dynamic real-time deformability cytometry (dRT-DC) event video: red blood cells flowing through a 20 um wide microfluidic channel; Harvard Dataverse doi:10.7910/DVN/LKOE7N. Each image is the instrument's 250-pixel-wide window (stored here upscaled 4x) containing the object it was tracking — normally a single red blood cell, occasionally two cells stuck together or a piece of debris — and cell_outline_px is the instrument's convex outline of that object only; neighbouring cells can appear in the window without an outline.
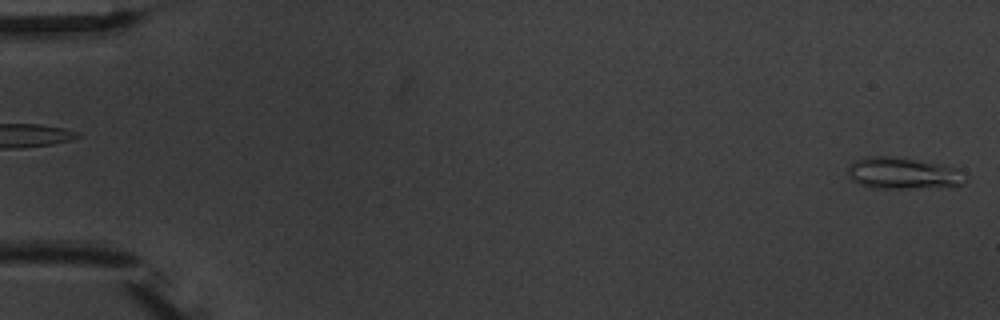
{"species": "common noctule bat (a hibernating species)", "species_latin": "Nyctalus noctula", "temperature_condition": "warm", "stored_images_in_passage": 6, "segment_of_instrument_passage": [2, 2], "camera_frame_rate_fps": 3000, "um_per_image_px": 0.085, "animal": {"sex": "male", "body_mass_g": 20.1, "forearm_length_mm": 53.5}, "frame": {"image": 1, "passage_image": 6, "time_ms": 6.0, "image_size_px": [1000, 320], "cell_outline_px": [[968, 180], [964, 184], [952, 188], [872, 188], [860, 184], [852, 180], [848, 176], [848, 164], [852, 160], [872, 156], [896, 156], [920, 160], [960, 168], [968, 176]], "centroid_in_image_um": [76.85, 14.74], "position_along_channel_um": 8.1, "area_um2": 22.54}}